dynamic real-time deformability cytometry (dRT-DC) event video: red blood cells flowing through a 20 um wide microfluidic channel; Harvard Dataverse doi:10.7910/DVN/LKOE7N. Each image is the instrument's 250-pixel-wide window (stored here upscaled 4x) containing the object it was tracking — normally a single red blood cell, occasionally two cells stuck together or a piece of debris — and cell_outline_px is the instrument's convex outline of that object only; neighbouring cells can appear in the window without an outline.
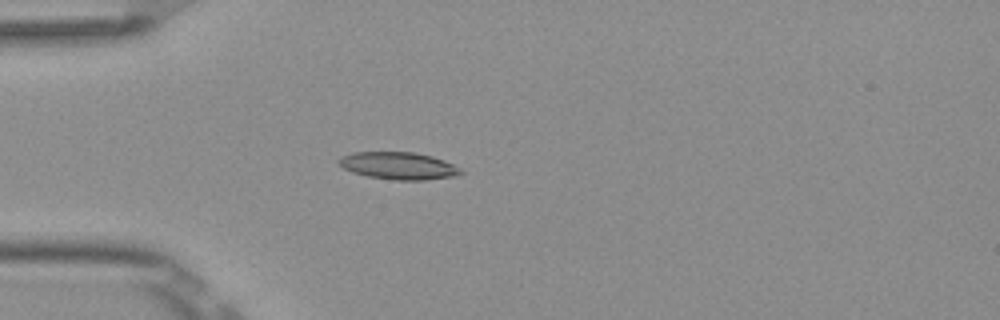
{"species": "Egyptian fruit bat (a non-hibernating species)", "species_latin": "Rousettus aegyptiacus", "temperature_condition": "room temperature", "stored_images_in_passage": 5, "camera_frame_rate_fps": 3000, "um_per_image_px": 0.085, "frame": {"image": 1, "passage_image": 5, "time_ms": 1.333, "image_size_px": [1000, 320], "cell_outline_px": [[464, 172], [456, 176], [424, 180], [396, 180], [368, 176], [352, 172], [344, 168], [336, 160], [340, 156], [352, 152], [412, 152], [432, 156], [444, 160], [460, 168]], "centroid_in_image_um": [33.86, 14.08], "position_along_channel_um": 51.1, "area_um2": 19.42}}